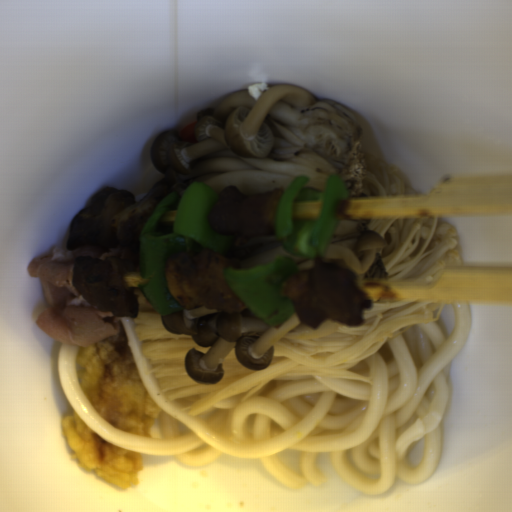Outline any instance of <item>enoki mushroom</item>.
Masks as SVG:
<instances>
[{
    "label": "enoki mushroom",
    "mask_w": 512,
    "mask_h": 512,
    "mask_svg": "<svg viewBox=\"0 0 512 512\" xmlns=\"http://www.w3.org/2000/svg\"><path fill=\"white\" fill-rule=\"evenodd\" d=\"M365 231L386 241L380 252L385 280L408 290H427L440 281L447 267L461 266L457 229L439 218L371 220Z\"/></svg>",
    "instance_id": "2"
},
{
    "label": "enoki mushroom",
    "mask_w": 512,
    "mask_h": 512,
    "mask_svg": "<svg viewBox=\"0 0 512 512\" xmlns=\"http://www.w3.org/2000/svg\"><path fill=\"white\" fill-rule=\"evenodd\" d=\"M137 316L132 318L139 345L156 382L166 398L180 405L188 416L197 415L229 397L244 392L239 402L252 397L271 379L339 378L373 384L365 374L350 371L391 337L415 325L436 322L444 302L399 300L371 302L363 310V324L350 327L339 322L333 333L313 338H279L272 344L273 358L267 368L251 369L240 363L236 347L222 361L224 374L215 384H203L189 375L185 359L191 348L207 353L190 335H176L163 324L161 314L140 288L132 289Z\"/></svg>",
    "instance_id": "1"
},
{
    "label": "enoki mushroom",
    "mask_w": 512,
    "mask_h": 512,
    "mask_svg": "<svg viewBox=\"0 0 512 512\" xmlns=\"http://www.w3.org/2000/svg\"><path fill=\"white\" fill-rule=\"evenodd\" d=\"M367 172L363 182V189L359 196H376L402 193H415L407 188L405 179L399 176V167L389 165L363 151Z\"/></svg>",
    "instance_id": "3"
}]
</instances>
